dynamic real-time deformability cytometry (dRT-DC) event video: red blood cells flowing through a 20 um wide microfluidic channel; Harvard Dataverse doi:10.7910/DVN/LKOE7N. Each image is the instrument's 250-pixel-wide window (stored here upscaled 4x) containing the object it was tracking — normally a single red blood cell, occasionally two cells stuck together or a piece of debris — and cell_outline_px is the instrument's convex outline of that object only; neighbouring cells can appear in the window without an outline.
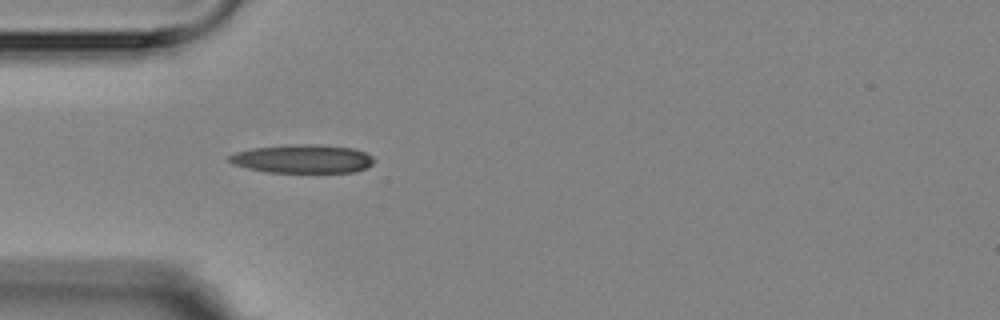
{"species": "Egyptian fruit bat (a non-hibernating species)", "species_latin": "Rousettus aegyptiacus", "temperature_condition": "room temperature", "stored_images_in_passage": 1, "camera_frame_rate_fps": 3000, "um_per_image_px": 0.085, "animal": {"sex": "female"}, "frame": {"image": 1, "passage_image": 1, "time_ms": 0.0, "image_size_px": [1000, 320], "cell_outline_px": [[376, 160], [372, 164], [356, 172], [264, 172], [232, 164], [228, 160], [228, 156], [236, 152], [252, 148], [288, 144], [316, 144], [352, 148], [364, 152], [372, 156]], "centroid_in_image_um": [25.7, 13.5], "position_along_channel_um": 59.3, "area_um2": 24.16}}